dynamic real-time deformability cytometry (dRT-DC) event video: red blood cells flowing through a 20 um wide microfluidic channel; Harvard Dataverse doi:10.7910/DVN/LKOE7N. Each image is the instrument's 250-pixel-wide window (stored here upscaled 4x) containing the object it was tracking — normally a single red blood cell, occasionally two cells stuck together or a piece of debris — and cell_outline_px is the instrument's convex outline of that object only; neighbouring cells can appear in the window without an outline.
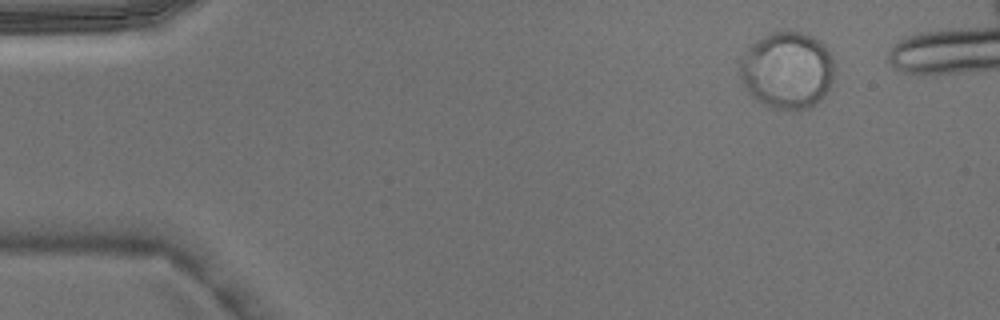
{"species": "Egyptian fruit bat (a non-hibernating species)", "species_latin": "Rousettus aegyptiacus", "temperature_condition": "warm", "stored_images_in_passage": 5, "camera_frame_rate_fps": 3000, "um_per_image_px": 0.085, "animal": {"sex": "male"}, "frame": {"image": 1, "passage_image": 1, "time_ms": 0.0, "image_size_px": [1000, 320], "cell_outline_px": [[832, 80], [824, 96], [816, 104], [808, 108], [776, 108], [764, 104], [756, 100], [748, 92], [740, 80], [740, 56], [756, 40], [772, 32], [800, 32], [812, 36], [820, 40], [824, 44], [832, 56]], "centroid_in_image_um": [66.88, 5.95], "position_along_channel_um": 18.1, "area_um2": 42.14}}